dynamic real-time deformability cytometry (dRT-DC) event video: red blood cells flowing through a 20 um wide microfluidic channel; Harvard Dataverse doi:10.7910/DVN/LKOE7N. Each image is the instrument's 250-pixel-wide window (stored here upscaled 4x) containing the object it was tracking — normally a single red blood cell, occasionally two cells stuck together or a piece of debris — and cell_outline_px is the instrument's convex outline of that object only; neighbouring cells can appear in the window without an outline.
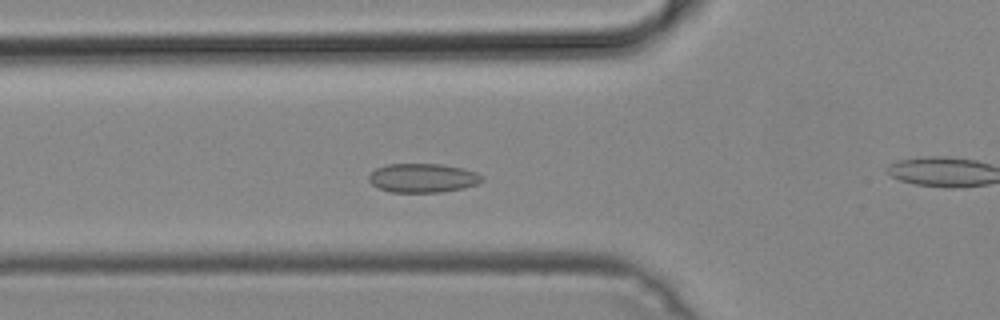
{"species": "common noctule bat (a hibernating species)", "species_latin": "Nyctalus noctula", "temperature_condition": "cold", "stored_images_in_passage": 49, "camera_frame_rate_fps": 3000, "um_per_image_px": 0.085, "animal": {"sex": "male", "body_mass_g": 19.2, "forearm_length_mm": 51.8}, "frame": {"image": 1, "passage_image": 15, "time_ms": 4.667, "image_size_px": [1000, 320], "cell_outline_px": [[484, 180], [476, 184], [464, 188], [440, 192], [388, 192], [376, 188], [368, 180], [368, 176], [376, 168], [388, 164], [440, 164], [464, 168], [476, 172], [484, 176]], "centroid_in_image_um": [35.93, 15.13], "position_along_channel_um": 89.9, "area_um2": 19.31}}
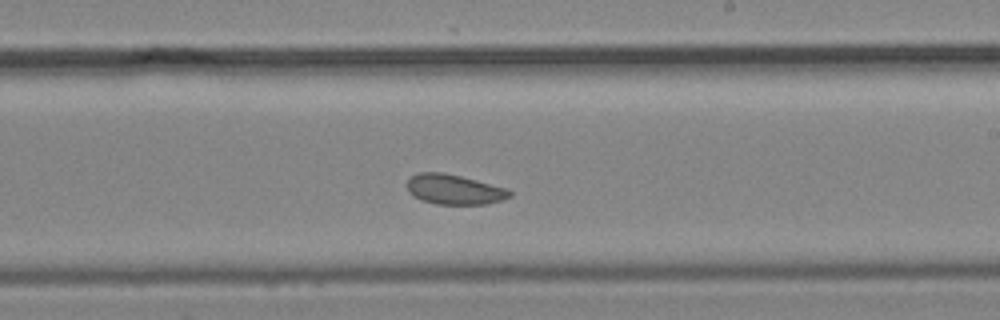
{"frame": {"image": 2, "passage_image": 27, "time_ms": 8.667, "image_size_px": [1000, 320], "cell_outline_px": [[512, 196], [504, 200], [488, 204], [436, 204], [420, 200], [412, 196], [408, 192], [408, 180], [412, 176], [420, 172], [444, 172], [508, 188], [512, 192]], "centroid_in_image_um": [38.64, 16.11], "position_along_channel_um": 250.4, "area_um2": 18.09}}
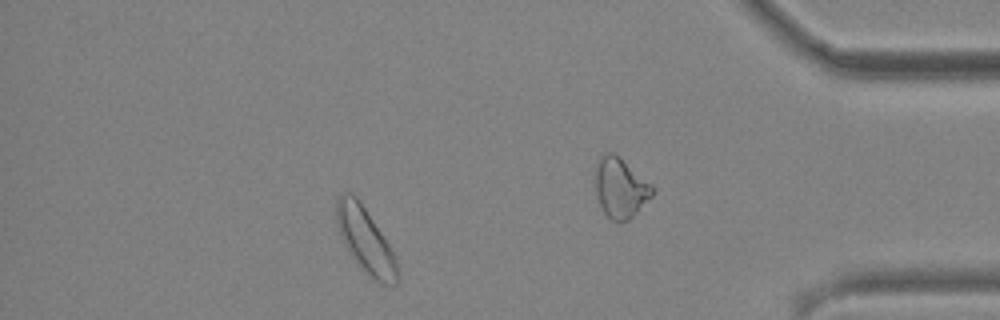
{"frame": {"image": 3, "passage_image": 42, "time_ms": 13.667, "image_size_px": [1000, 320], "cell_outline_px": [[400, 276], [396, 284], [380, 284], [348, 252], [340, 236], [336, 220], [336, 196], [340, 192], [352, 192], [360, 200], [396, 256]], "centroid_in_image_um": [31.05, 20.36], "position_along_channel_um": 404.1, "area_um2": 23.0}}